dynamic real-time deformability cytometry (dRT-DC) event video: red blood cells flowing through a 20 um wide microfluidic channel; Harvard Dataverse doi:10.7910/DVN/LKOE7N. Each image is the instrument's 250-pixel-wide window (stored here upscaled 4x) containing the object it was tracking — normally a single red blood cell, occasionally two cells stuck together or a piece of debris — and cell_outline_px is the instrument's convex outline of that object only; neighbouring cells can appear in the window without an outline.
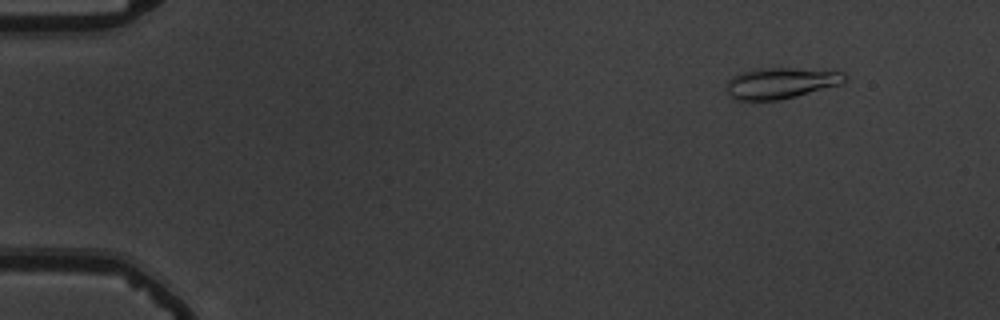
{"species": "common noctule bat (a hibernating species)", "species_latin": "Nyctalus noctula", "temperature_condition": "warm", "stored_images_in_passage": 54, "camera_frame_rate_fps": 3000, "um_per_image_px": 0.085, "animal": {"sex": "male", "body_mass_g": 19.5, "forearm_length_mm": 54.6}, "frame": {"image": 1, "passage_image": 6, "time_ms": 1.667, "image_size_px": [1000, 320], "cell_outline_px": [[848, 80], [844, 84], [780, 100], [736, 100], [728, 96], [724, 84], [732, 76], [740, 72], [756, 68], [792, 68], [844, 72], [848, 76]], "centroid_in_image_um": [66.36, 7.06], "position_along_channel_um": 18.6, "area_um2": 21.85}}
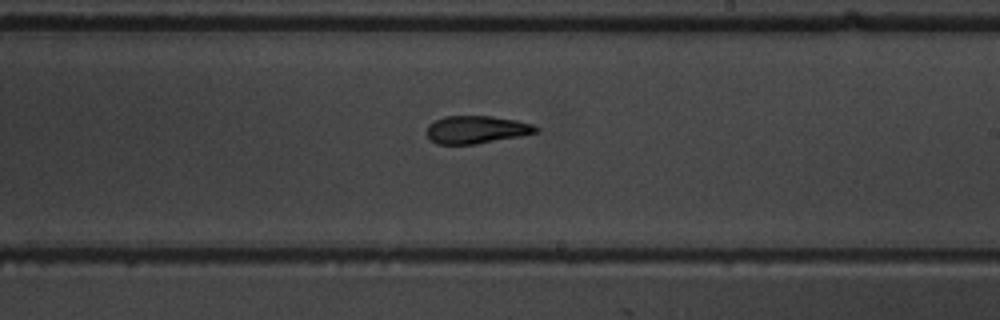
{"frame": {"image": 2, "passage_image": 33, "time_ms": 10.667, "image_size_px": [1000, 320], "cell_outline_px": [[540, 128], [536, 132], [520, 136], [476, 144], [436, 144], [428, 136], [428, 124], [444, 116], [492, 116], [516, 120], [532, 124]], "centroid_in_image_um": [40.5, 11.01], "position_along_channel_um": 248.5, "area_um2": 17.51}}
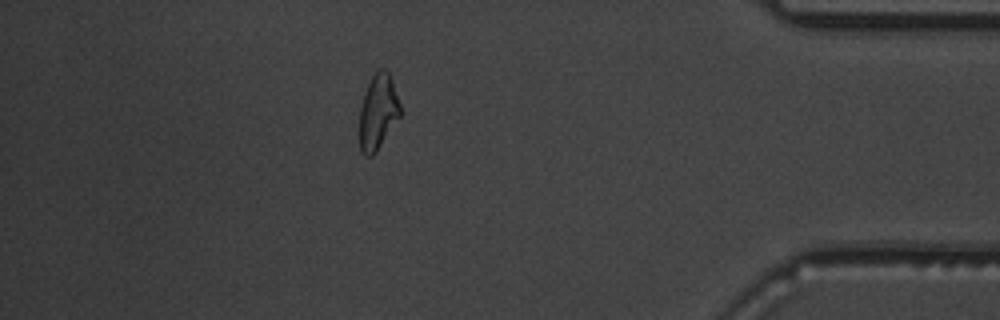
{"frame": {"image": 3, "passage_image": 48, "time_ms": 15.667, "image_size_px": [1000, 320], "cell_outline_px": [[404, 112], [376, 152], [372, 156], [364, 156], [360, 152], [360, 108], [364, 92], [372, 76], [380, 68], [384, 68], [388, 72], [392, 80]], "centroid_in_image_um": [32.16, 9.53], "position_along_channel_um": 403.0, "area_um2": 18.21}, "authors_computed_cell_mechanics": {"area_um2": 18.5249, "velocity_mm_per_s": 3.7975, "shape_relaxation_time_tau1_ms": 7.7962, "shape_relaxation_time_tau2_ms": 2.8626, "deformation_change_tau1": 0.2092, "deformation_change_tau2": 0.0925}}